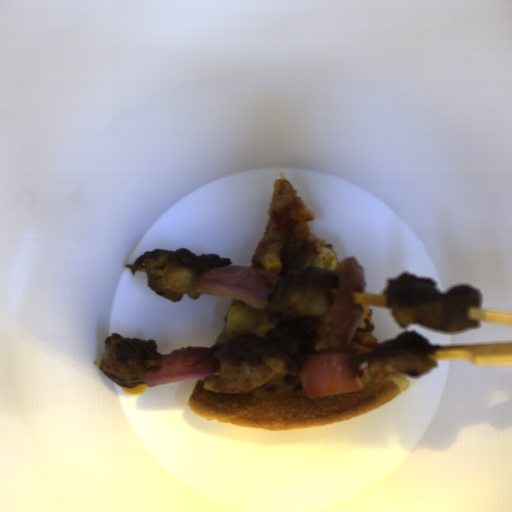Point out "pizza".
Returning a JSON list of instances; mask_svg holds the SVG:
<instances>
[{
    "mask_svg": "<svg viewBox=\"0 0 512 512\" xmlns=\"http://www.w3.org/2000/svg\"><path fill=\"white\" fill-rule=\"evenodd\" d=\"M353 394L308 399L301 376L280 373L247 393L204 390L197 377L189 394L190 410L205 419L255 430L303 429L342 421L374 410L403 393L410 385L404 373L371 377L368 367Z\"/></svg>",
    "mask_w": 512,
    "mask_h": 512,
    "instance_id": "obj_1",
    "label": "pizza"
},
{
    "mask_svg": "<svg viewBox=\"0 0 512 512\" xmlns=\"http://www.w3.org/2000/svg\"><path fill=\"white\" fill-rule=\"evenodd\" d=\"M314 218L315 213L299 198L289 180L276 178L266 226L246 267L265 270V255L276 254L281 267L275 275L281 279L287 278L301 271L295 270L290 264L291 253L299 239H307L308 258L305 268H313L316 256L325 251L333 252L332 247L313 232L311 225Z\"/></svg>",
    "mask_w": 512,
    "mask_h": 512,
    "instance_id": "obj_2",
    "label": "pizza"
},
{
    "mask_svg": "<svg viewBox=\"0 0 512 512\" xmlns=\"http://www.w3.org/2000/svg\"><path fill=\"white\" fill-rule=\"evenodd\" d=\"M237 304L238 305H243L246 308H248L251 311H253L254 314L256 315L257 323H256L255 327H253L250 330H245V331H241V332H238V333H230L229 331L226 330V316H227L229 310L233 306H235ZM279 321L280 320L277 319L275 316H273L269 312V310L267 308L263 309V310H256L253 307H251L250 305H248L247 303H245L244 301H240V300H236V299L232 298V300H231V302L229 304V307H228V309H227V311L225 313V316H224L223 322L221 324V327H220V330H219V333H218V336L216 338L214 346L215 345H222L225 342L229 341L234 336H237V335H240V334H258V335L263 337Z\"/></svg>",
    "mask_w": 512,
    "mask_h": 512,
    "instance_id": "obj_3",
    "label": "pizza"
},
{
    "mask_svg": "<svg viewBox=\"0 0 512 512\" xmlns=\"http://www.w3.org/2000/svg\"><path fill=\"white\" fill-rule=\"evenodd\" d=\"M326 317L327 316H313L298 318L300 321H302L305 325H307L310 329H312L315 332L318 338L316 352L321 349H328L330 347L328 335L323 330V322L326 319Z\"/></svg>",
    "mask_w": 512,
    "mask_h": 512,
    "instance_id": "obj_4",
    "label": "pizza"
},
{
    "mask_svg": "<svg viewBox=\"0 0 512 512\" xmlns=\"http://www.w3.org/2000/svg\"><path fill=\"white\" fill-rule=\"evenodd\" d=\"M367 328L374 334L373 310L372 307L362 305V313L356 329Z\"/></svg>",
    "mask_w": 512,
    "mask_h": 512,
    "instance_id": "obj_5",
    "label": "pizza"
}]
</instances>
